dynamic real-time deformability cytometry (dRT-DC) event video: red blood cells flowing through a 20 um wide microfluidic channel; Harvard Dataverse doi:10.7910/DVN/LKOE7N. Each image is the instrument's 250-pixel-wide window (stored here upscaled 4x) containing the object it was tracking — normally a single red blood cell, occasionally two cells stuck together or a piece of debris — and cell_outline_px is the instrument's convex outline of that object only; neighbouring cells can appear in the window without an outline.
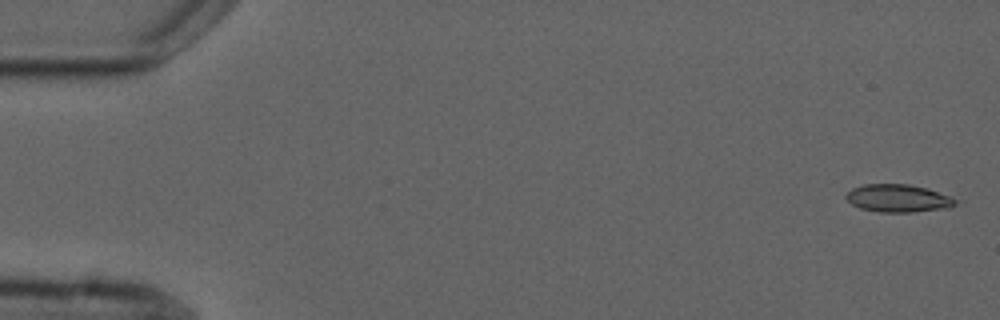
{"species": "common noctule bat (a hibernating species)", "species_latin": "Nyctalus noctula", "temperature_condition": "cold", "stored_images_in_passage": 4, "camera_frame_rate_fps": 3000, "um_per_image_px": 0.085, "animal": {"sex": "male", "forearm_length_mm": 52.5}, "frame": {"image": 1, "passage_image": 1, "time_ms": 0.0, "image_size_px": [1000, 320], "cell_outline_px": [[964, 200], [948, 208], [912, 212], [880, 212], [860, 208], [852, 204], [844, 196], [852, 188], [864, 184], [908, 184], [928, 188]], "centroid_in_image_um": [76.42, 16.85], "position_along_channel_um": 8.6, "area_um2": 17.98}}
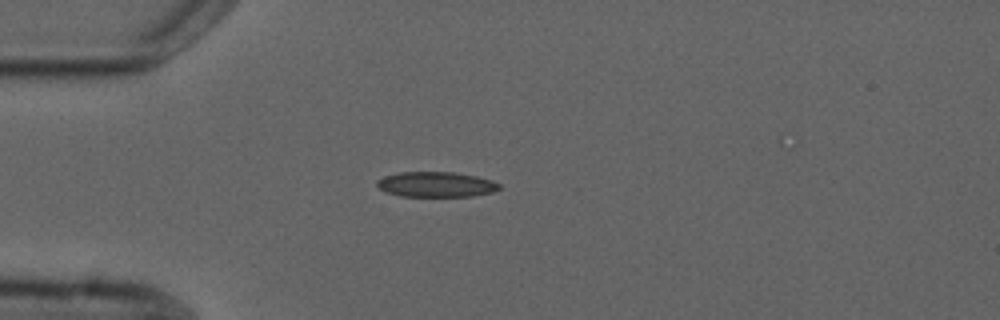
{"frame": {"image": 2, "passage_image": 4, "time_ms": 4.333, "image_size_px": [1000, 320], "cell_outline_px": [[500, 188], [492, 192], [472, 196], [400, 196], [388, 192], [380, 188], [376, 184], [376, 180], [384, 176], [400, 172], [452, 172], [476, 176], [492, 180], [500, 184]], "centroid_in_image_um": [37.06, 15.67], "position_along_channel_um": 47.9, "area_um2": 17.86}}